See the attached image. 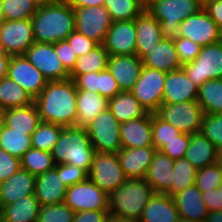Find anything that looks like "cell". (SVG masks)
<instances>
[{
	"mask_svg": "<svg viewBox=\"0 0 222 222\" xmlns=\"http://www.w3.org/2000/svg\"><path fill=\"white\" fill-rule=\"evenodd\" d=\"M77 88L74 81H48L40 94L34 99L40 120L63 127L76 126Z\"/></svg>",
	"mask_w": 222,
	"mask_h": 222,
	"instance_id": "cell-1",
	"label": "cell"
},
{
	"mask_svg": "<svg viewBox=\"0 0 222 222\" xmlns=\"http://www.w3.org/2000/svg\"><path fill=\"white\" fill-rule=\"evenodd\" d=\"M34 41L54 44L75 31L74 9L68 1L48 0L31 17Z\"/></svg>",
	"mask_w": 222,
	"mask_h": 222,
	"instance_id": "cell-2",
	"label": "cell"
},
{
	"mask_svg": "<svg viewBox=\"0 0 222 222\" xmlns=\"http://www.w3.org/2000/svg\"><path fill=\"white\" fill-rule=\"evenodd\" d=\"M95 153L86 128L78 126L63 127L51 151L55 165L71 164L85 169L88 173Z\"/></svg>",
	"mask_w": 222,
	"mask_h": 222,
	"instance_id": "cell-3",
	"label": "cell"
},
{
	"mask_svg": "<svg viewBox=\"0 0 222 222\" xmlns=\"http://www.w3.org/2000/svg\"><path fill=\"white\" fill-rule=\"evenodd\" d=\"M154 194L153 187L144 178H128L109 194V213L139 222L143 209Z\"/></svg>",
	"mask_w": 222,
	"mask_h": 222,
	"instance_id": "cell-4",
	"label": "cell"
},
{
	"mask_svg": "<svg viewBox=\"0 0 222 222\" xmlns=\"http://www.w3.org/2000/svg\"><path fill=\"white\" fill-rule=\"evenodd\" d=\"M204 7L203 0H158L147 11L160 23L163 38H182L180 23Z\"/></svg>",
	"mask_w": 222,
	"mask_h": 222,
	"instance_id": "cell-5",
	"label": "cell"
},
{
	"mask_svg": "<svg viewBox=\"0 0 222 222\" xmlns=\"http://www.w3.org/2000/svg\"><path fill=\"white\" fill-rule=\"evenodd\" d=\"M182 69L198 87L207 80L222 78V41L202 47L196 58L182 65Z\"/></svg>",
	"mask_w": 222,
	"mask_h": 222,
	"instance_id": "cell-6",
	"label": "cell"
},
{
	"mask_svg": "<svg viewBox=\"0 0 222 222\" xmlns=\"http://www.w3.org/2000/svg\"><path fill=\"white\" fill-rule=\"evenodd\" d=\"M155 114L181 133L189 135L200 132L204 116L203 109L197 100L176 104L162 103Z\"/></svg>",
	"mask_w": 222,
	"mask_h": 222,
	"instance_id": "cell-7",
	"label": "cell"
},
{
	"mask_svg": "<svg viewBox=\"0 0 222 222\" xmlns=\"http://www.w3.org/2000/svg\"><path fill=\"white\" fill-rule=\"evenodd\" d=\"M120 125L112 112L107 108L87 127V134L96 152L117 153L121 148Z\"/></svg>",
	"mask_w": 222,
	"mask_h": 222,
	"instance_id": "cell-8",
	"label": "cell"
},
{
	"mask_svg": "<svg viewBox=\"0 0 222 222\" xmlns=\"http://www.w3.org/2000/svg\"><path fill=\"white\" fill-rule=\"evenodd\" d=\"M88 178L108 195L128 179L124 174L117 153L96 152Z\"/></svg>",
	"mask_w": 222,
	"mask_h": 222,
	"instance_id": "cell-9",
	"label": "cell"
},
{
	"mask_svg": "<svg viewBox=\"0 0 222 222\" xmlns=\"http://www.w3.org/2000/svg\"><path fill=\"white\" fill-rule=\"evenodd\" d=\"M166 73L143 66L131 93L150 113H155L162 104Z\"/></svg>",
	"mask_w": 222,
	"mask_h": 222,
	"instance_id": "cell-10",
	"label": "cell"
},
{
	"mask_svg": "<svg viewBox=\"0 0 222 222\" xmlns=\"http://www.w3.org/2000/svg\"><path fill=\"white\" fill-rule=\"evenodd\" d=\"M108 196L88 178L83 182L67 187L64 203L74 212L109 211Z\"/></svg>",
	"mask_w": 222,
	"mask_h": 222,
	"instance_id": "cell-11",
	"label": "cell"
},
{
	"mask_svg": "<svg viewBox=\"0 0 222 222\" xmlns=\"http://www.w3.org/2000/svg\"><path fill=\"white\" fill-rule=\"evenodd\" d=\"M72 8L75 16V31L102 44L113 22L104 5Z\"/></svg>",
	"mask_w": 222,
	"mask_h": 222,
	"instance_id": "cell-12",
	"label": "cell"
},
{
	"mask_svg": "<svg viewBox=\"0 0 222 222\" xmlns=\"http://www.w3.org/2000/svg\"><path fill=\"white\" fill-rule=\"evenodd\" d=\"M31 18L0 23V43L2 50L11 56L24 55L34 43Z\"/></svg>",
	"mask_w": 222,
	"mask_h": 222,
	"instance_id": "cell-13",
	"label": "cell"
},
{
	"mask_svg": "<svg viewBox=\"0 0 222 222\" xmlns=\"http://www.w3.org/2000/svg\"><path fill=\"white\" fill-rule=\"evenodd\" d=\"M24 56L48 81L70 78L69 72L55 52L54 44L34 42Z\"/></svg>",
	"mask_w": 222,
	"mask_h": 222,
	"instance_id": "cell-14",
	"label": "cell"
},
{
	"mask_svg": "<svg viewBox=\"0 0 222 222\" xmlns=\"http://www.w3.org/2000/svg\"><path fill=\"white\" fill-rule=\"evenodd\" d=\"M182 37L201 47L222 41V31L203 8L180 23Z\"/></svg>",
	"mask_w": 222,
	"mask_h": 222,
	"instance_id": "cell-15",
	"label": "cell"
},
{
	"mask_svg": "<svg viewBox=\"0 0 222 222\" xmlns=\"http://www.w3.org/2000/svg\"><path fill=\"white\" fill-rule=\"evenodd\" d=\"M136 36L134 20L113 21L102 45L109 56L136 54Z\"/></svg>",
	"mask_w": 222,
	"mask_h": 222,
	"instance_id": "cell-16",
	"label": "cell"
},
{
	"mask_svg": "<svg viewBox=\"0 0 222 222\" xmlns=\"http://www.w3.org/2000/svg\"><path fill=\"white\" fill-rule=\"evenodd\" d=\"M7 77L24 88L33 99L40 94L48 82L24 55L12 56Z\"/></svg>",
	"mask_w": 222,
	"mask_h": 222,
	"instance_id": "cell-17",
	"label": "cell"
},
{
	"mask_svg": "<svg viewBox=\"0 0 222 222\" xmlns=\"http://www.w3.org/2000/svg\"><path fill=\"white\" fill-rule=\"evenodd\" d=\"M142 59L136 54L109 56L108 70L121 91H131L143 68Z\"/></svg>",
	"mask_w": 222,
	"mask_h": 222,
	"instance_id": "cell-18",
	"label": "cell"
},
{
	"mask_svg": "<svg viewBox=\"0 0 222 222\" xmlns=\"http://www.w3.org/2000/svg\"><path fill=\"white\" fill-rule=\"evenodd\" d=\"M198 88L182 68L168 72L166 73L162 103L176 104L197 100Z\"/></svg>",
	"mask_w": 222,
	"mask_h": 222,
	"instance_id": "cell-19",
	"label": "cell"
},
{
	"mask_svg": "<svg viewBox=\"0 0 222 222\" xmlns=\"http://www.w3.org/2000/svg\"><path fill=\"white\" fill-rule=\"evenodd\" d=\"M36 176L20 168L10 178L0 182V209L18 199L35 193Z\"/></svg>",
	"mask_w": 222,
	"mask_h": 222,
	"instance_id": "cell-20",
	"label": "cell"
},
{
	"mask_svg": "<svg viewBox=\"0 0 222 222\" xmlns=\"http://www.w3.org/2000/svg\"><path fill=\"white\" fill-rule=\"evenodd\" d=\"M67 186L59 177L57 165L44 174L36 176L35 197L40 206L64 203Z\"/></svg>",
	"mask_w": 222,
	"mask_h": 222,
	"instance_id": "cell-21",
	"label": "cell"
},
{
	"mask_svg": "<svg viewBox=\"0 0 222 222\" xmlns=\"http://www.w3.org/2000/svg\"><path fill=\"white\" fill-rule=\"evenodd\" d=\"M156 150L154 146L121 148L117 152V156L126 177L132 179L145 178Z\"/></svg>",
	"mask_w": 222,
	"mask_h": 222,
	"instance_id": "cell-22",
	"label": "cell"
},
{
	"mask_svg": "<svg viewBox=\"0 0 222 222\" xmlns=\"http://www.w3.org/2000/svg\"><path fill=\"white\" fill-rule=\"evenodd\" d=\"M136 55L141 59L162 40L160 23L145 9L135 20Z\"/></svg>",
	"mask_w": 222,
	"mask_h": 222,
	"instance_id": "cell-23",
	"label": "cell"
},
{
	"mask_svg": "<svg viewBox=\"0 0 222 222\" xmlns=\"http://www.w3.org/2000/svg\"><path fill=\"white\" fill-rule=\"evenodd\" d=\"M179 216L198 222H205L209 210L202 198V192L194 184L172 196Z\"/></svg>",
	"mask_w": 222,
	"mask_h": 222,
	"instance_id": "cell-24",
	"label": "cell"
},
{
	"mask_svg": "<svg viewBox=\"0 0 222 222\" xmlns=\"http://www.w3.org/2000/svg\"><path fill=\"white\" fill-rule=\"evenodd\" d=\"M120 140L122 148H143L153 146L151 113L145 118H137L121 123Z\"/></svg>",
	"mask_w": 222,
	"mask_h": 222,
	"instance_id": "cell-25",
	"label": "cell"
},
{
	"mask_svg": "<svg viewBox=\"0 0 222 222\" xmlns=\"http://www.w3.org/2000/svg\"><path fill=\"white\" fill-rule=\"evenodd\" d=\"M173 170L174 160L156 150L144 179L153 187L155 193L165 194L171 188Z\"/></svg>",
	"mask_w": 222,
	"mask_h": 222,
	"instance_id": "cell-26",
	"label": "cell"
},
{
	"mask_svg": "<svg viewBox=\"0 0 222 222\" xmlns=\"http://www.w3.org/2000/svg\"><path fill=\"white\" fill-rule=\"evenodd\" d=\"M142 62L145 67L167 73L182 68L176 52L175 42L168 38H162L157 46L142 58Z\"/></svg>",
	"mask_w": 222,
	"mask_h": 222,
	"instance_id": "cell-27",
	"label": "cell"
},
{
	"mask_svg": "<svg viewBox=\"0 0 222 222\" xmlns=\"http://www.w3.org/2000/svg\"><path fill=\"white\" fill-rule=\"evenodd\" d=\"M179 217L173 197L155 193L143 209L139 222H177Z\"/></svg>",
	"mask_w": 222,
	"mask_h": 222,
	"instance_id": "cell-28",
	"label": "cell"
},
{
	"mask_svg": "<svg viewBox=\"0 0 222 222\" xmlns=\"http://www.w3.org/2000/svg\"><path fill=\"white\" fill-rule=\"evenodd\" d=\"M76 126L86 128L99 114L108 108V100L89 90H77Z\"/></svg>",
	"mask_w": 222,
	"mask_h": 222,
	"instance_id": "cell-29",
	"label": "cell"
},
{
	"mask_svg": "<svg viewBox=\"0 0 222 222\" xmlns=\"http://www.w3.org/2000/svg\"><path fill=\"white\" fill-rule=\"evenodd\" d=\"M4 125L14 131L32 135L41 122L36 105L7 109L1 112Z\"/></svg>",
	"mask_w": 222,
	"mask_h": 222,
	"instance_id": "cell-30",
	"label": "cell"
},
{
	"mask_svg": "<svg viewBox=\"0 0 222 222\" xmlns=\"http://www.w3.org/2000/svg\"><path fill=\"white\" fill-rule=\"evenodd\" d=\"M184 157L199 170L217 163L216 146L201 132L194 133Z\"/></svg>",
	"mask_w": 222,
	"mask_h": 222,
	"instance_id": "cell-31",
	"label": "cell"
},
{
	"mask_svg": "<svg viewBox=\"0 0 222 222\" xmlns=\"http://www.w3.org/2000/svg\"><path fill=\"white\" fill-rule=\"evenodd\" d=\"M108 109L120 123L145 118L150 113L140 105L130 91H121L114 98L109 99Z\"/></svg>",
	"mask_w": 222,
	"mask_h": 222,
	"instance_id": "cell-32",
	"label": "cell"
},
{
	"mask_svg": "<svg viewBox=\"0 0 222 222\" xmlns=\"http://www.w3.org/2000/svg\"><path fill=\"white\" fill-rule=\"evenodd\" d=\"M40 204L34 194L22 197L0 209V218L7 222H37Z\"/></svg>",
	"mask_w": 222,
	"mask_h": 222,
	"instance_id": "cell-33",
	"label": "cell"
},
{
	"mask_svg": "<svg viewBox=\"0 0 222 222\" xmlns=\"http://www.w3.org/2000/svg\"><path fill=\"white\" fill-rule=\"evenodd\" d=\"M34 103V99L9 77L0 80V112Z\"/></svg>",
	"mask_w": 222,
	"mask_h": 222,
	"instance_id": "cell-34",
	"label": "cell"
},
{
	"mask_svg": "<svg viewBox=\"0 0 222 222\" xmlns=\"http://www.w3.org/2000/svg\"><path fill=\"white\" fill-rule=\"evenodd\" d=\"M197 101L204 114L222 113V79L207 80L198 88Z\"/></svg>",
	"mask_w": 222,
	"mask_h": 222,
	"instance_id": "cell-35",
	"label": "cell"
},
{
	"mask_svg": "<svg viewBox=\"0 0 222 222\" xmlns=\"http://www.w3.org/2000/svg\"><path fill=\"white\" fill-rule=\"evenodd\" d=\"M108 51L99 44L87 54L78 56L73 69L69 72L70 75H82L89 72H100L107 69L108 66Z\"/></svg>",
	"mask_w": 222,
	"mask_h": 222,
	"instance_id": "cell-36",
	"label": "cell"
},
{
	"mask_svg": "<svg viewBox=\"0 0 222 222\" xmlns=\"http://www.w3.org/2000/svg\"><path fill=\"white\" fill-rule=\"evenodd\" d=\"M0 148L10 155L21 158L31 148V135L14 131L4 125L0 135Z\"/></svg>",
	"mask_w": 222,
	"mask_h": 222,
	"instance_id": "cell-37",
	"label": "cell"
},
{
	"mask_svg": "<svg viewBox=\"0 0 222 222\" xmlns=\"http://www.w3.org/2000/svg\"><path fill=\"white\" fill-rule=\"evenodd\" d=\"M197 169L185 158L174 160L171 188L165 193L170 196L195 184Z\"/></svg>",
	"mask_w": 222,
	"mask_h": 222,
	"instance_id": "cell-38",
	"label": "cell"
},
{
	"mask_svg": "<svg viewBox=\"0 0 222 222\" xmlns=\"http://www.w3.org/2000/svg\"><path fill=\"white\" fill-rule=\"evenodd\" d=\"M21 168L34 176L44 174L55 167L51 152L30 148L20 158Z\"/></svg>",
	"mask_w": 222,
	"mask_h": 222,
	"instance_id": "cell-39",
	"label": "cell"
},
{
	"mask_svg": "<svg viewBox=\"0 0 222 222\" xmlns=\"http://www.w3.org/2000/svg\"><path fill=\"white\" fill-rule=\"evenodd\" d=\"M112 21L135 20L144 10L141 0H105Z\"/></svg>",
	"mask_w": 222,
	"mask_h": 222,
	"instance_id": "cell-40",
	"label": "cell"
},
{
	"mask_svg": "<svg viewBox=\"0 0 222 222\" xmlns=\"http://www.w3.org/2000/svg\"><path fill=\"white\" fill-rule=\"evenodd\" d=\"M62 129L63 126L41 121L31 135V147L51 152L60 137Z\"/></svg>",
	"mask_w": 222,
	"mask_h": 222,
	"instance_id": "cell-41",
	"label": "cell"
},
{
	"mask_svg": "<svg viewBox=\"0 0 222 222\" xmlns=\"http://www.w3.org/2000/svg\"><path fill=\"white\" fill-rule=\"evenodd\" d=\"M3 20L16 21L31 18L38 10L36 0H1Z\"/></svg>",
	"mask_w": 222,
	"mask_h": 222,
	"instance_id": "cell-42",
	"label": "cell"
},
{
	"mask_svg": "<svg viewBox=\"0 0 222 222\" xmlns=\"http://www.w3.org/2000/svg\"><path fill=\"white\" fill-rule=\"evenodd\" d=\"M153 146L160 150L166 143L175 139L181 132L170 123L151 113Z\"/></svg>",
	"mask_w": 222,
	"mask_h": 222,
	"instance_id": "cell-43",
	"label": "cell"
},
{
	"mask_svg": "<svg viewBox=\"0 0 222 222\" xmlns=\"http://www.w3.org/2000/svg\"><path fill=\"white\" fill-rule=\"evenodd\" d=\"M222 183V165L215 163L197 171L195 185L201 192L219 188Z\"/></svg>",
	"mask_w": 222,
	"mask_h": 222,
	"instance_id": "cell-44",
	"label": "cell"
},
{
	"mask_svg": "<svg viewBox=\"0 0 222 222\" xmlns=\"http://www.w3.org/2000/svg\"><path fill=\"white\" fill-rule=\"evenodd\" d=\"M75 212L65 203L40 206L37 222H73Z\"/></svg>",
	"mask_w": 222,
	"mask_h": 222,
	"instance_id": "cell-45",
	"label": "cell"
},
{
	"mask_svg": "<svg viewBox=\"0 0 222 222\" xmlns=\"http://www.w3.org/2000/svg\"><path fill=\"white\" fill-rule=\"evenodd\" d=\"M200 132L207 137L216 148L222 145V113L204 114Z\"/></svg>",
	"mask_w": 222,
	"mask_h": 222,
	"instance_id": "cell-46",
	"label": "cell"
},
{
	"mask_svg": "<svg viewBox=\"0 0 222 222\" xmlns=\"http://www.w3.org/2000/svg\"><path fill=\"white\" fill-rule=\"evenodd\" d=\"M57 172L67 187L88 179V172L85 169L71 164H58Z\"/></svg>",
	"mask_w": 222,
	"mask_h": 222,
	"instance_id": "cell-47",
	"label": "cell"
},
{
	"mask_svg": "<svg viewBox=\"0 0 222 222\" xmlns=\"http://www.w3.org/2000/svg\"><path fill=\"white\" fill-rule=\"evenodd\" d=\"M190 144V135L181 133L172 141L166 143L160 151L173 160L183 158Z\"/></svg>",
	"mask_w": 222,
	"mask_h": 222,
	"instance_id": "cell-48",
	"label": "cell"
},
{
	"mask_svg": "<svg viewBox=\"0 0 222 222\" xmlns=\"http://www.w3.org/2000/svg\"><path fill=\"white\" fill-rule=\"evenodd\" d=\"M175 48L181 65L192 62L201 51V46L190 39L175 40Z\"/></svg>",
	"mask_w": 222,
	"mask_h": 222,
	"instance_id": "cell-49",
	"label": "cell"
},
{
	"mask_svg": "<svg viewBox=\"0 0 222 222\" xmlns=\"http://www.w3.org/2000/svg\"><path fill=\"white\" fill-rule=\"evenodd\" d=\"M98 89L99 94L107 100L114 98L121 92L117 81L113 78L111 72L108 70L98 72Z\"/></svg>",
	"mask_w": 222,
	"mask_h": 222,
	"instance_id": "cell-50",
	"label": "cell"
},
{
	"mask_svg": "<svg viewBox=\"0 0 222 222\" xmlns=\"http://www.w3.org/2000/svg\"><path fill=\"white\" fill-rule=\"evenodd\" d=\"M66 40L69 42L77 56L87 54L99 45L94 40L87 38L77 31L72 32Z\"/></svg>",
	"mask_w": 222,
	"mask_h": 222,
	"instance_id": "cell-51",
	"label": "cell"
},
{
	"mask_svg": "<svg viewBox=\"0 0 222 222\" xmlns=\"http://www.w3.org/2000/svg\"><path fill=\"white\" fill-rule=\"evenodd\" d=\"M21 168L20 158L0 148V182L10 178Z\"/></svg>",
	"mask_w": 222,
	"mask_h": 222,
	"instance_id": "cell-52",
	"label": "cell"
},
{
	"mask_svg": "<svg viewBox=\"0 0 222 222\" xmlns=\"http://www.w3.org/2000/svg\"><path fill=\"white\" fill-rule=\"evenodd\" d=\"M54 48L63 66L68 72H70L73 69L78 58L71 45L67 40H61L54 43Z\"/></svg>",
	"mask_w": 222,
	"mask_h": 222,
	"instance_id": "cell-53",
	"label": "cell"
},
{
	"mask_svg": "<svg viewBox=\"0 0 222 222\" xmlns=\"http://www.w3.org/2000/svg\"><path fill=\"white\" fill-rule=\"evenodd\" d=\"M74 81L77 90H89L99 94L98 89V72H89L82 75H70Z\"/></svg>",
	"mask_w": 222,
	"mask_h": 222,
	"instance_id": "cell-54",
	"label": "cell"
},
{
	"mask_svg": "<svg viewBox=\"0 0 222 222\" xmlns=\"http://www.w3.org/2000/svg\"><path fill=\"white\" fill-rule=\"evenodd\" d=\"M202 198L209 212L222 210L221 190L219 188L202 192Z\"/></svg>",
	"mask_w": 222,
	"mask_h": 222,
	"instance_id": "cell-55",
	"label": "cell"
},
{
	"mask_svg": "<svg viewBox=\"0 0 222 222\" xmlns=\"http://www.w3.org/2000/svg\"><path fill=\"white\" fill-rule=\"evenodd\" d=\"M203 8L222 31V0H204Z\"/></svg>",
	"mask_w": 222,
	"mask_h": 222,
	"instance_id": "cell-56",
	"label": "cell"
},
{
	"mask_svg": "<svg viewBox=\"0 0 222 222\" xmlns=\"http://www.w3.org/2000/svg\"><path fill=\"white\" fill-rule=\"evenodd\" d=\"M109 211H79L75 212L73 222H104Z\"/></svg>",
	"mask_w": 222,
	"mask_h": 222,
	"instance_id": "cell-57",
	"label": "cell"
},
{
	"mask_svg": "<svg viewBox=\"0 0 222 222\" xmlns=\"http://www.w3.org/2000/svg\"><path fill=\"white\" fill-rule=\"evenodd\" d=\"M11 58V55H8L3 50H0V80L7 77Z\"/></svg>",
	"mask_w": 222,
	"mask_h": 222,
	"instance_id": "cell-58",
	"label": "cell"
},
{
	"mask_svg": "<svg viewBox=\"0 0 222 222\" xmlns=\"http://www.w3.org/2000/svg\"><path fill=\"white\" fill-rule=\"evenodd\" d=\"M72 7L103 6L105 0H69Z\"/></svg>",
	"mask_w": 222,
	"mask_h": 222,
	"instance_id": "cell-59",
	"label": "cell"
},
{
	"mask_svg": "<svg viewBox=\"0 0 222 222\" xmlns=\"http://www.w3.org/2000/svg\"><path fill=\"white\" fill-rule=\"evenodd\" d=\"M205 222H222V210L209 212Z\"/></svg>",
	"mask_w": 222,
	"mask_h": 222,
	"instance_id": "cell-60",
	"label": "cell"
},
{
	"mask_svg": "<svg viewBox=\"0 0 222 222\" xmlns=\"http://www.w3.org/2000/svg\"><path fill=\"white\" fill-rule=\"evenodd\" d=\"M104 222H134V221L128 220L124 217L115 216L109 213Z\"/></svg>",
	"mask_w": 222,
	"mask_h": 222,
	"instance_id": "cell-61",
	"label": "cell"
},
{
	"mask_svg": "<svg viewBox=\"0 0 222 222\" xmlns=\"http://www.w3.org/2000/svg\"><path fill=\"white\" fill-rule=\"evenodd\" d=\"M216 155H217V163L222 165V145L216 148Z\"/></svg>",
	"mask_w": 222,
	"mask_h": 222,
	"instance_id": "cell-62",
	"label": "cell"
},
{
	"mask_svg": "<svg viewBox=\"0 0 222 222\" xmlns=\"http://www.w3.org/2000/svg\"><path fill=\"white\" fill-rule=\"evenodd\" d=\"M158 0H141V3L145 9H147L150 5Z\"/></svg>",
	"mask_w": 222,
	"mask_h": 222,
	"instance_id": "cell-63",
	"label": "cell"
},
{
	"mask_svg": "<svg viewBox=\"0 0 222 222\" xmlns=\"http://www.w3.org/2000/svg\"><path fill=\"white\" fill-rule=\"evenodd\" d=\"M177 222H198V221H194V220H191V219H185V218L179 217Z\"/></svg>",
	"mask_w": 222,
	"mask_h": 222,
	"instance_id": "cell-64",
	"label": "cell"
},
{
	"mask_svg": "<svg viewBox=\"0 0 222 222\" xmlns=\"http://www.w3.org/2000/svg\"><path fill=\"white\" fill-rule=\"evenodd\" d=\"M3 126H4V121H3L2 113L0 112V135H1V130Z\"/></svg>",
	"mask_w": 222,
	"mask_h": 222,
	"instance_id": "cell-65",
	"label": "cell"
},
{
	"mask_svg": "<svg viewBox=\"0 0 222 222\" xmlns=\"http://www.w3.org/2000/svg\"><path fill=\"white\" fill-rule=\"evenodd\" d=\"M3 21V10H2V2L0 0V23Z\"/></svg>",
	"mask_w": 222,
	"mask_h": 222,
	"instance_id": "cell-66",
	"label": "cell"
},
{
	"mask_svg": "<svg viewBox=\"0 0 222 222\" xmlns=\"http://www.w3.org/2000/svg\"><path fill=\"white\" fill-rule=\"evenodd\" d=\"M39 4H42L43 2H46L48 0H36Z\"/></svg>",
	"mask_w": 222,
	"mask_h": 222,
	"instance_id": "cell-67",
	"label": "cell"
},
{
	"mask_svg": "<svg viewBox=\"0 0 222 222\" xmlns=\"http://www.w3.org/2000/svg\"><path fill=\"white\" fill-rule=\"evenodd\" d=\"M219 189L221 190V198H222V183L220 184Z\"/></svg>",
	"mask_w": 222,
	"mask_h": 222,
	"instance_id": "cell-68",
	"label": "cell"
}]
</instances>
